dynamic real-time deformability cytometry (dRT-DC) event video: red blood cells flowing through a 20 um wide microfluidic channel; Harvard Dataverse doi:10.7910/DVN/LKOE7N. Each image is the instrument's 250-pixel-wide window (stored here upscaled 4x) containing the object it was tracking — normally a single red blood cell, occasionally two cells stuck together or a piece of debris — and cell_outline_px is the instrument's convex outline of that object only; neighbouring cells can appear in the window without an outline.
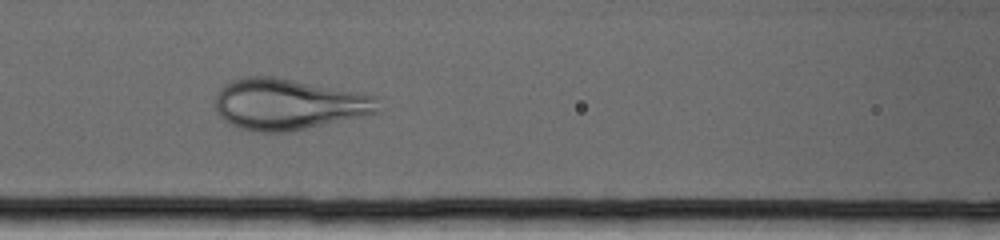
{"species": "human", "species_latin": "Homo sapiens", "temperature_condition": "cold", "stored_images_in_passage": 19, "camera_frame_rate_fps": 3000, "um_per_image_px": 0.085, "donor": {"sex": "female"}, "frame": {"image": 1, "passage_image": 11, "time_ms": 3.333, "image_size_px": [1000, 240], "cell_outline_px": [[380, 112], [288, 132], [260, 132], [240, 128], [224, 120], [220, 116], [216, 108], [216, 96], [220, 88], [224, 84], [232, 80], [244, 76], [272, 76], [360, 92], [380, 96]], "centroid_in_image_um": [24.55, 8.85], "position_along_channel_um": 142.1, "area_um2": 48.55}}
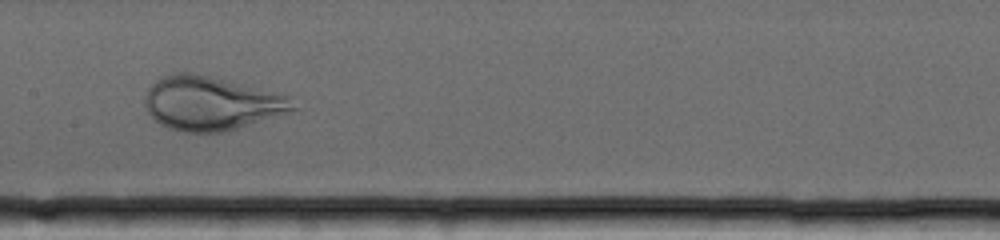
{"frame": {"image": 2, "passage_image": 16, "time_ms": 5.0, "image_size_px": [1000, 240], "cell_outline_px": [[296, 108], [288, 112], [224, 132], [184, 132], [160, 124], [148, 112], [144, 104], [144, 96], [148, 88], [160, 76], [172, 72], [196, 72], [244, 84], [288, 96]], "centroid_in_image_um": [17.88, 8.75], "position_along_channel_um": 189.5, "area_um2": 46.24}}